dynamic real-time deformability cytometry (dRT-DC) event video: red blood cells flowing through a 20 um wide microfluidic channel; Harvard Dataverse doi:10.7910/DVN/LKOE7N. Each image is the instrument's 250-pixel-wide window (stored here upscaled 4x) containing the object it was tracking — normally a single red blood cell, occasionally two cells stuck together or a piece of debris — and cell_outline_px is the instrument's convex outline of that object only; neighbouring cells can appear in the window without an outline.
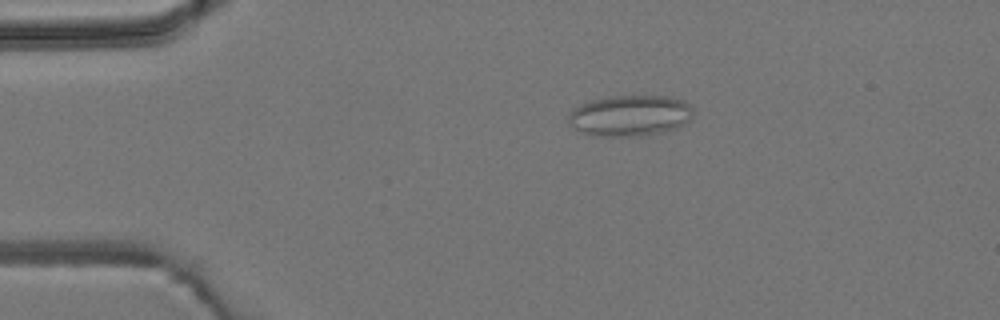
{"species": "common noctule bat (a hibernating species)", "species_latin": "Nyctalus noctula", "temperature_condition": "room temperature", "stored_images_in_passage": 3, "camera_frame_rate_fps": 3000, "um_per_image_px": 0.085, "animal": {"sex": "male", "body_mass_g": 19.2, "forearm_length_mm": 51.8}, "frame": {"image": 1, "passage_image": 2, "time_ms": 1.0, "image_size_px": [1000, 320], "cell_outline_px": [[692, 116], [684, 124], [676, 128], [640, 136], [592, 136], [580, 132], [572, 128], [568, 124], [568, 116], [580, 104], [588, 100], [608, 96], [668, 96], [684, 100], [692, 108]], "centroid_in_image_um": [53.5, 9.82], "position_along_channel_um": 31.5, "area_um2": 29.94}}